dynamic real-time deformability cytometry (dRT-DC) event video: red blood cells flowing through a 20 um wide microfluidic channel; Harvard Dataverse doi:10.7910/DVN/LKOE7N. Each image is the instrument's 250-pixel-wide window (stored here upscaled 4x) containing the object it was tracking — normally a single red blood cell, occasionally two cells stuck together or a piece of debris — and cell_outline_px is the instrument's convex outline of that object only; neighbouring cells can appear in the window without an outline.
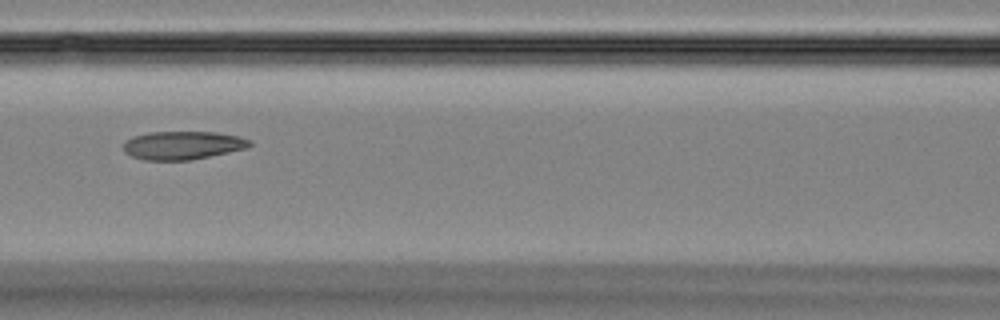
{"species": "Egyptian fruit bat (a non-hibernating species)", "species_latin": "Rousettus aegyptiacus", "temperature_condition": "room temperature", "stored_images_in_passage": 4, "camera_frame_rate_fps": 3000, "um_per_image_px": 0.085, "animal": {"sex": "female"}, "frame": {"image": 1, "passage_image": 4, "time_ms": 4.333, "image_size_px": [1000, 320], "cell_outline_px": [[252, 144], [248, 148], [192, 160], [144, 160], [132, 156], [124, 152], [124, 140], [132, 136], [148, 132], [216, 132], [240, 136], [252, 140]], "centroid_in_image_um": [15.54, 12.34], "position_along_channel_um": 151.1, "area_um2": 21.1}}